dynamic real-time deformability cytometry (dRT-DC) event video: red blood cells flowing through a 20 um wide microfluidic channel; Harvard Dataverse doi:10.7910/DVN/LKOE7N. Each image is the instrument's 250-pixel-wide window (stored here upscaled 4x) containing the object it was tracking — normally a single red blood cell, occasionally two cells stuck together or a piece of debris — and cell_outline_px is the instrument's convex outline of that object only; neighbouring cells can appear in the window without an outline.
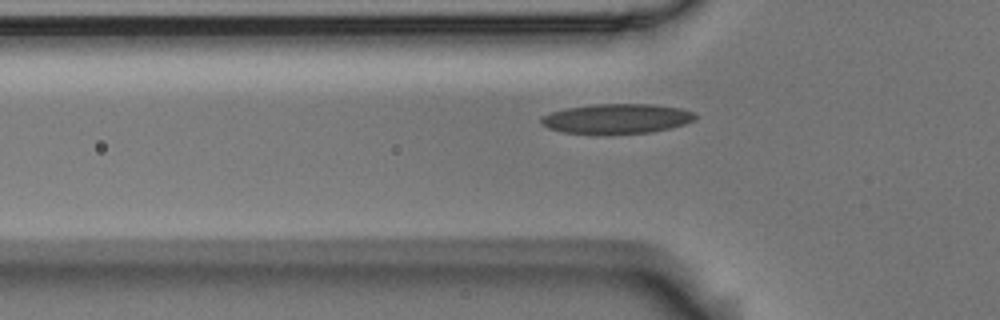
{"species": "Egyptian fruit bat (a non-hibernating species)", "species_latin": "Rousettus aegyptiacus", "temperature_condition": "room temperature", "stored_images_in_passage": 5, "camera_frame_rate_fps": 3000, "um_per_image_px": 0.085, "animal": {"sex": "male"}, "frame": {"image": 1, "passage_image": 5, "time_ms": 1.333, "image_size_px": [1000, 320], "cell_outline_px": [[696, 116], [692, 120], [684, 124], [652, 132], [604, 136], [596, 136], [564, 132], [548, 128], [540, 124], [540, 120], [544, 116], [552, 112], [564, 108], [592, 104], [652, 104], [680, 108], [696, 112]], "centroid_in_image_um": [52.38, 10.12], "position_along_channel_um": 73.4, "area_um2": 27.46}}